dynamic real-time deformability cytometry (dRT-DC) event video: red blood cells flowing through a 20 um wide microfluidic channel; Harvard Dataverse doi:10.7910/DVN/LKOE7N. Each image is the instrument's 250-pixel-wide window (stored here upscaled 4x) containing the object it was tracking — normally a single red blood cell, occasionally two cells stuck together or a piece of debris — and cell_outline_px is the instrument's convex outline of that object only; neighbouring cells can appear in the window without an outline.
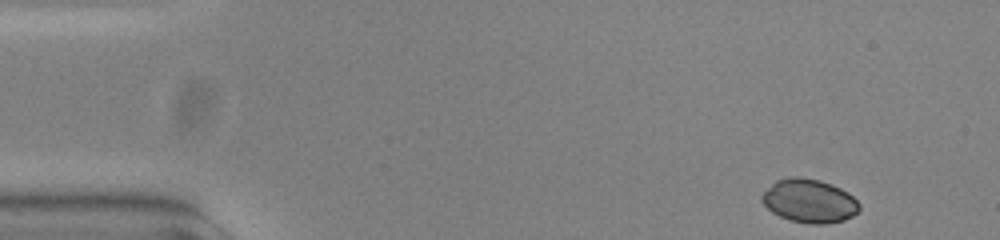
{"species": "common noctule bat (a hibernating species)", "species_latin": "Nyctalus noctula", "temperature_condition": "warm", "stored_images_in_passage": 51, "camera_frame_rate_fps": 3000, "um_per_image_px": 0.085, "animal": {"sex": "female", "body_mass_g": 23.0, "forearm_length_mm": 53.4}, "frame": {"image": 1, "passage_image": 1, "time_ms": 0.0, "image_size_px": [1000, 240], "cell_outline_px": [[860, 208], [852, 216], [844, 220], [824, 224], [812, 224], [788, 220], [772, 212], [760, 200], [760, 196], [776, 180], [788, 176], [796, 176], [820, 180], [840, 188], [848, 192], [860, 204]], "centroid_in_image_um": [68.77, 17.07], "position_along_channel_um": 16.2, "area_um2": 24.74}}
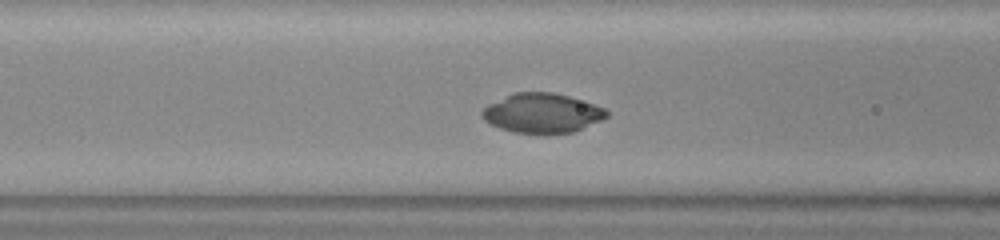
{"frame": {"image": 2, "passage_image": 18, "time_ms": 5.667, "image_size_px": [1000, 240], "cell_outline_px": [[608, 116], [576, 132], [548, 136], [512, 132], [500, 128], [484, 120], [480, 116], [480, 112], [488, 104], [512, 92], [552, 92], [568, 96], [604, 108], [608, 112]], "centroid_in_image_um": [46.05, 9.65], "position_along_channel_um": 120.6, "area_um2": 29.25}}
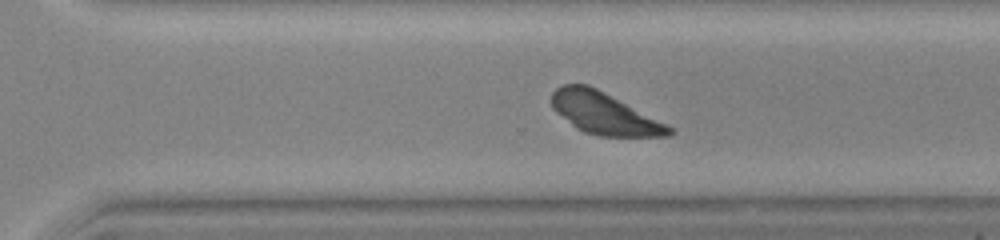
{"frame": {"image": 3, "passage_image": 34, "time_ms": 11.0, "image_size_px": [1000, 240], "cell_outline_px": [[676, 132], [668, 136], [600, 136], [584, 132], [576, 128], [556, 112], [552, 108], [552, 92], [556, 88], [564, 84], [588, 84], [676, 128]], "centroid_in_image_um": [51.39, 9.64], "position_along_channel_um": 319.2, "area_um2": 28.55}, "authors_computed_cell_mechanics": {"area_um2": 28.611, "velocity_mm_per_s": 3.7352, "shape_relaxation_time_tau1_ms": 2.0388, "shape_relaxation_time_tau2_ms": 9.3154, "deformation_change_tau1": 0.1715, "deformation_change_tau2": 0.1782}}